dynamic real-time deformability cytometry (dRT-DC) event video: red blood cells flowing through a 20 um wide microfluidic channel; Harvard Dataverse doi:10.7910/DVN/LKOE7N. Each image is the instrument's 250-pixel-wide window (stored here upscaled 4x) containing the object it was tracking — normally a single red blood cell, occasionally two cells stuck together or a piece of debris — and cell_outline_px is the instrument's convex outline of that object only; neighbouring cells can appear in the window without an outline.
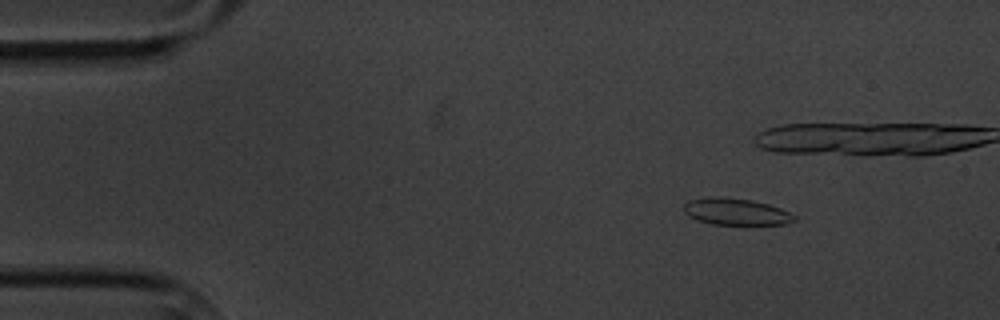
{"species": "common noctule bat (a hibernating species)", "species_latin": "Nyctalus noctula", "temperature_condition": "cold", "stored_images_in_passage": 7, "camera_frame_rate_fps": 3000, "um_per_image_px": 0.085, "animal": {"sex": "male", "body_mass_g": 20.1, "forearm_length_mm": 53.5}, "frame": {"image": 1, "passage_image": 3, "time_ms": 2.333, "image_size_px": [1000, 320], "cell_outline_px": [[796, 220], [784, 224], [712, 224], [696, 220], [688, 216], [684, 212], [684, 204], [688, 200], [712, 196], [720, 196], [752, 200], [768, 204], [780, 208], [796, 216]], "centroid_in_image_um": [62.52, 17.98], "position_along_channel_um": 22.5, "area_um2": 17.22}}